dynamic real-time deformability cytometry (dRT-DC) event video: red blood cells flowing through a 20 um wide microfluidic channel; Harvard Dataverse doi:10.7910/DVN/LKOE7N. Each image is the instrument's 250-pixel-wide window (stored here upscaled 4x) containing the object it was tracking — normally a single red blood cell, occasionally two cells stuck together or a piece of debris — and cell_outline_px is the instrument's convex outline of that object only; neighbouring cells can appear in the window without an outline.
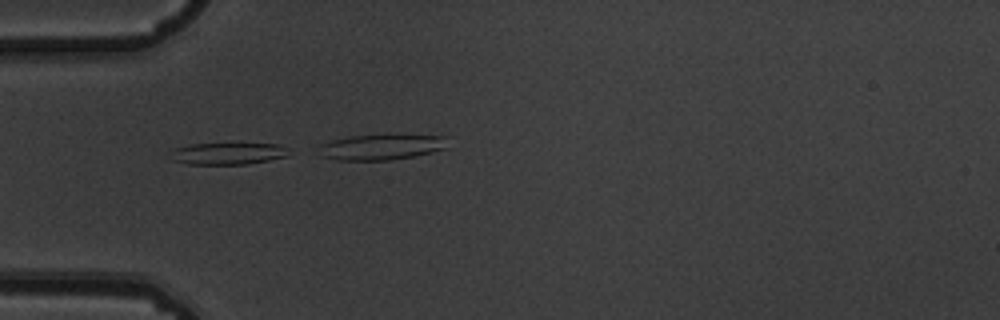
{"species": "common noctule bat (a hibernating species)", "species_latin": "Nyctalus noctula", "temperature_condition": "warm", "stored_images_in_passage": 5, "camera_frame_rate_fps": 3000, "um_per_image_px": 0.085, "animal": {"sex": "male", "body_mass_g": 19.5, "forearm_length_mm": 54.6}, "frame": {"image": 1, "passage_image": 4, "time_ms": 1.0, "image_size_px": [1000, 320], "cell_outline_px": [[288, 156], [248, 164], [188, 164], [172, 160], [168, 152], [176, 148], [192, 144], [276, 144], [288, 148]], "centroid_in_image_um": [19.33, 13.06], "position_along_channel_um": 65.7, "area_um2": 14.97}}